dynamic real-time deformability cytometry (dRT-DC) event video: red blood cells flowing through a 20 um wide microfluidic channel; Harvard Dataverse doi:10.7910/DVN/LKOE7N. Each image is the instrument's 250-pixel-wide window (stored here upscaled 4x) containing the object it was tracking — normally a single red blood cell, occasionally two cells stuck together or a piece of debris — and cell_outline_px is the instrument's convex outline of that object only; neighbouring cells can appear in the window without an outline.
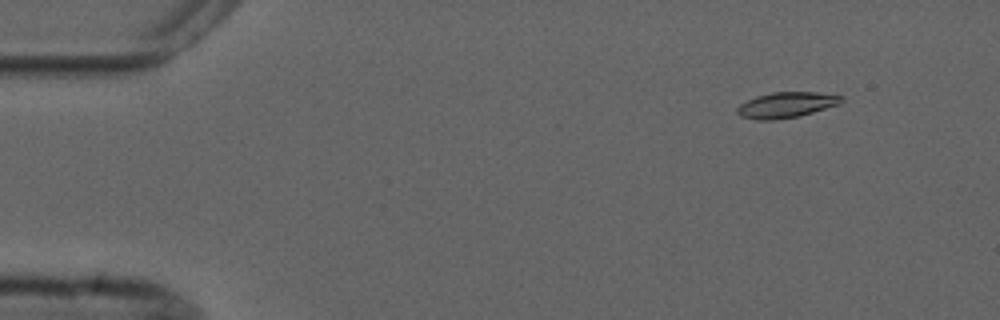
{"species": "common noctule bat (a hibernating species)", "species_latin": "Nyctalus noctula", "temperature_condition": "cold", "stored_images_in_passage": 4, "camera_frame_rate_fps": 3000, "um_per_image_px": 0.085, "animal": {"sex": "male", "forearm_length_mm": 52.5}, "frame": {"image": 1, "passage_image": 2, "time_ms": 1.333, "image_size_px": [1000, 320], "cell_outline_px": [[844, 100], [840, 104], [812, 112], [796, 116], [776, 120], [756, 120], [740, 116], [736, 112], [736, 108], [740, 104], [756, 96], [772, 92], [816, 92], [844, 96]], "centroid_in_image_um": [66.83, 8.91], "position_along_channel_um": 18.2, "area_um2": 15.55}}
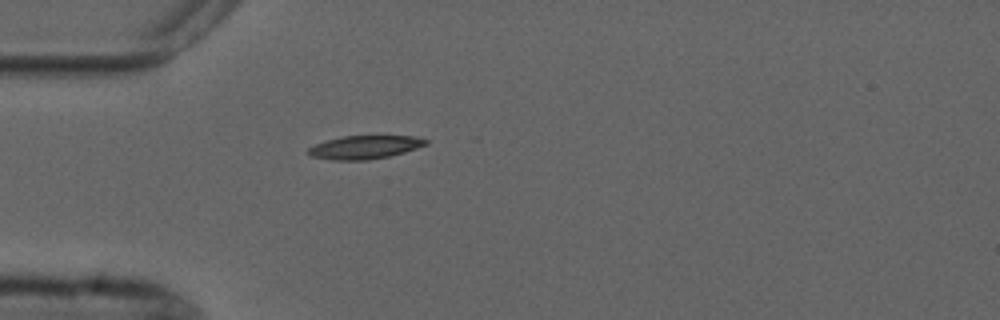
{"frame": {"image": 2, "passage_image": 4, "time_ms": 4.667, "image_size_px": [1000, 320], "cell_outline_px": [[428, 144], [404, 152], [388, 156], [368, 160], [336, 160], [308, 156], [304, 152], [308, 148], [316, 144], [328, 140], [344, 136], [416, 136], [428, 140]], "centroid_in_image_um": [30.97, 12.52], "position_along_channel_um": 54.0, "area_um2": 15.95}}